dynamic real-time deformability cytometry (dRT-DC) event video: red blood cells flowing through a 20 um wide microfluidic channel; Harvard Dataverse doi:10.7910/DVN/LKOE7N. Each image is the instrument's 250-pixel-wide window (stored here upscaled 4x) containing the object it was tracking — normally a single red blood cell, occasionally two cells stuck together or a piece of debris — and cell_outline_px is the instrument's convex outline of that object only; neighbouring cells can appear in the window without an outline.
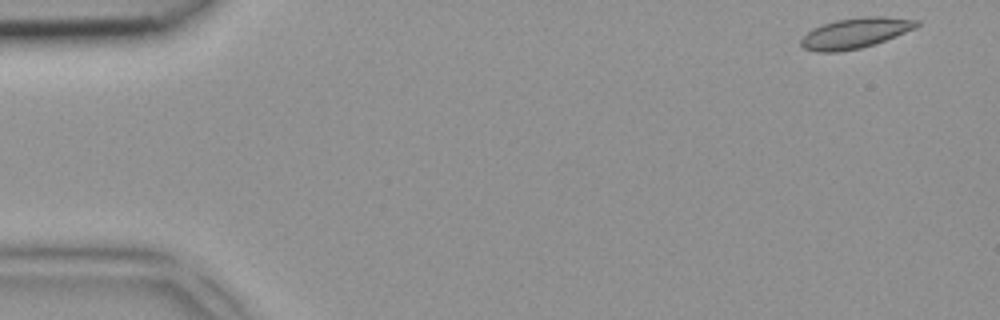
{"species": "common noctule bat (a hibernating species)", "species_latin": "Nyctalus noctula", "temperature_condition": "room temperature", "stored_images_in_passage": 4, "camera_frame_rate_fps": 3000, "um_per_image_px": 0.085, "animal": {"sex": "female", "body_mass_g": 18.4}, "frame": {"image": 1, "passage_image": 1, "time_ms": 0.0, "image_size_px": [1000, 320], "cell_outline_px": [[920, 24], [916, 28], [876, 44], [860, 48], [836, 52], [816, 52], [804, 48], [800, 44], [800, 40], [808, 32], [824, 24], [836, 20], [868, 16], [884, 16], [920, 20]], "centroid_in_image_um": [72.74, 2.81], "position_along_channel_um": 12.3, "area_um2": 20.4}}